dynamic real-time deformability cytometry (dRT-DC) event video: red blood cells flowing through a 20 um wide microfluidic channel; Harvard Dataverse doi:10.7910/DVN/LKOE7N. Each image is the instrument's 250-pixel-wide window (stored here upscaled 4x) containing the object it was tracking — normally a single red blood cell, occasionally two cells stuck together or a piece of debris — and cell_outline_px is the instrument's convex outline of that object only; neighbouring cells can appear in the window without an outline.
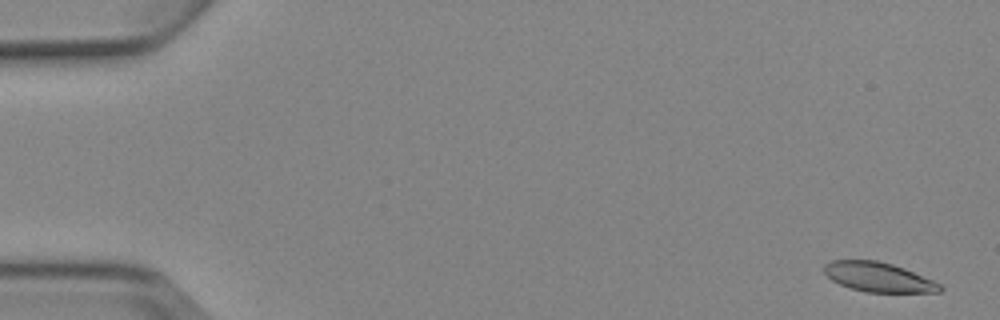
{"species": "Egyptian fruit bat (a non-hibernating species)", "species_latin": "Rousettus aegyptiacus", "temperature_condition": "cold", "stored_images_in_passage": 5, "camera_frame_rate_fps": 3000, "um_per_image_px": 0.085, "animal": {"sex": "female"}, "frame": {"image": 1, "passage_image": 1, "time_ms": 0.0, "image_size_px": [1000, 320], "cell_outline_px": [[944, 288], [940, 292], [868, 292], [852, 288], [840, 284], [832, 280], [824, 272], [824, 264], [832, 260], [876, 260], [892, 264], [904, 268], [932, 280], [940, 284]], "centroid_in_image_um": [74.66, 23.55], "position_along_channel_um": 10.3, "area_um2": 19.71}}
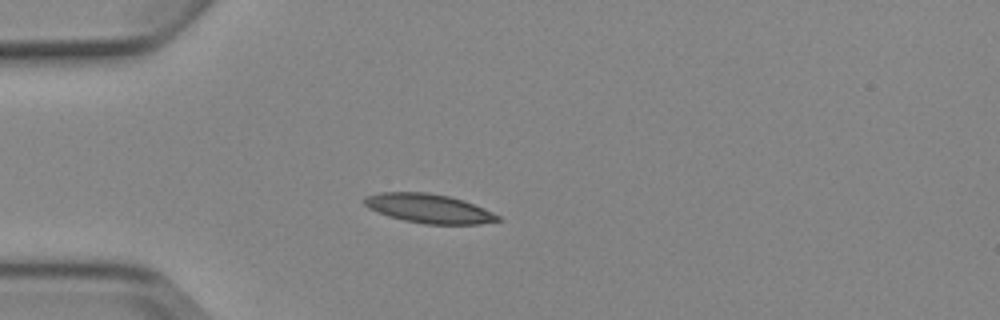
{"frame": {"image": 2, "passage_image": 4, "time_ms": 4.333, "image_size_px": [1000, 320], "cell_outline_px": [[500, 220], [480, 224], [424, 224], [404, 220], [388, 216], [368, 208], [364, 204], [364, 196], [380, 192], [428, 192], [448, 196], [464, 200], [484, 208], [500, 216]], "centroid_in_image_um": [36.43, 17.71], "position_along_channel_um": 48.6, "area_um2": 22.66}}